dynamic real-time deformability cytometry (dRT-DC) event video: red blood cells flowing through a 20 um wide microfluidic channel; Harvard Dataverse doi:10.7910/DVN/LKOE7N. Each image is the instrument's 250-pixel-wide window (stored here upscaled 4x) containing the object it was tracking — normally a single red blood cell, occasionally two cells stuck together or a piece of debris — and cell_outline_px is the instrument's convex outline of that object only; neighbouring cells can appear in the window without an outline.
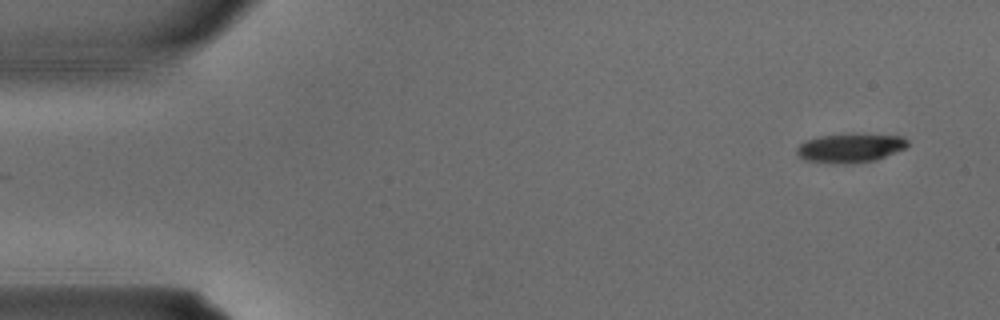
{"species": "common noctule bat (a hibernating species)", "species_latin": "Nyctalus noctula", "temperature_condition": "warm", "stored_images_in_passage": 4, "segment_of_instrument_passage": [1, 2], "camera_frame_rate_fps": 3000, "um_per_image_px": 0.085, "animal": {"sex": "male", "body_mass_g": 15.6}, "frame": {"image": 1, "passage_image": 1, "time_ms": 0.0, "image_size_px": [1000, 320], "cell_outline_px": [[908, 144], [904, 148], [876, 160], [852, 164], [804, 160], [796, 152], [796, 148], [804, 140], [820, 136], [900, 136], [908, 140]], "centroid_in_image_um": [72.22, 12.61], "position_along_channel_um": 12.8, "area_um2": 17.8}}
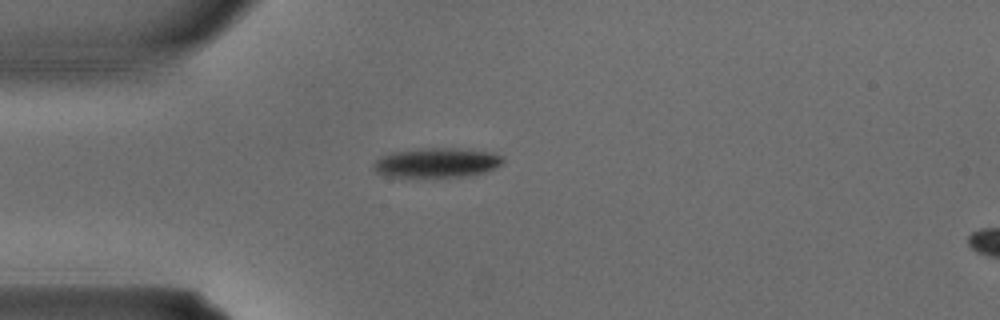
{"frame": {"image": 2, "passage_image": 3, "time_ms": 0.667, "image_size_px": [1000, 320], "cell_outline_px": [[504, 160], [500, 164], [484, 172], [468, 176], [384, 176], [376, 172], [372, 168], [372, 164], [380, 156], [392, 152], [416, 148], [460, 148], [492, 152], [504, 156]], "centroid_in_image_um": [37.09, 13.8], "position_along_channel_um": 47.9, "area_um2": 22.31}}